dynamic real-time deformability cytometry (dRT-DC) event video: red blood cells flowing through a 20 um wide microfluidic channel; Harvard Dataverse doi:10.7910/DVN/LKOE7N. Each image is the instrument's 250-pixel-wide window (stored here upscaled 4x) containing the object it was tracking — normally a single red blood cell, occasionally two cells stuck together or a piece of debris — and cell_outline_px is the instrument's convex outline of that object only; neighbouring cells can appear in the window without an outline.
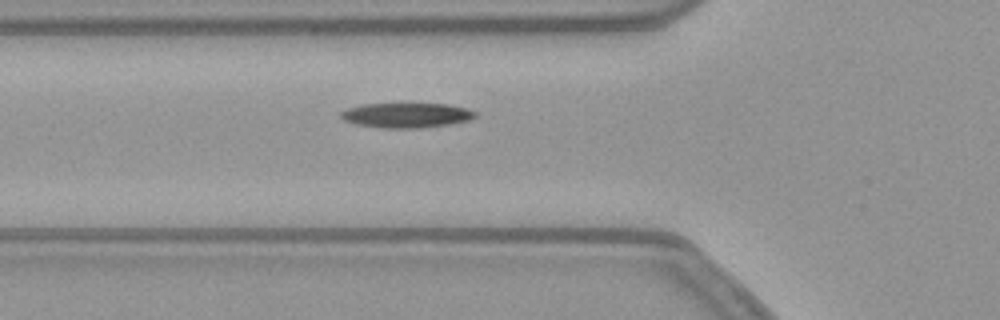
{"species": "common noctule bat (a hibernating species)", "species_latin": "Nyctalus noctula", "temperature_condition": "warm", "stored_images_in_passage": 36, "camera_frame_rate_fps": 3000, "um_per_image_px": 0.085, "animal": {"sex": "female", "body_mass_g": 21.9}, "frame": {"image": 1, "passage_image": 7, "time_ms": 2.0, "image_size_px": [1000, 320], "cell_outline_px": [[476, 116], [468, 120], [448, 124], [420, 128], [380, 128], [356, 124], [344, 120], [340, 116], [340, 112], [348, 108], [364, 104], [448, 104], [468, 108], [476, 112]], "centroid_in_image_um": [34.54, 9.8], "position_along_channel_um": 91.3, "area_um2": 19.36}}
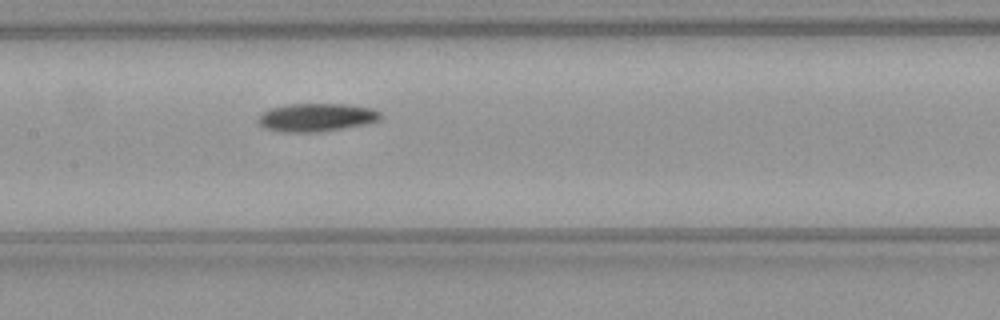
{"frame": {"image": 2, "passage_image": 14, "time_ms": 4.333, "image_size_px": [1000, 320], "cell_outline_px": [[380, 120], [368, 124], [316, 132], [280, 132], [264, 128], [260, 124], [260, 116], [264, 112], [272, 108], [288, 104], [344, 104], [372, 108], [380, 112]], "centroid_in_image_um": [26.93, 9.98], "position_along_channel_um": 180.5, "area_um2": 19.88}}
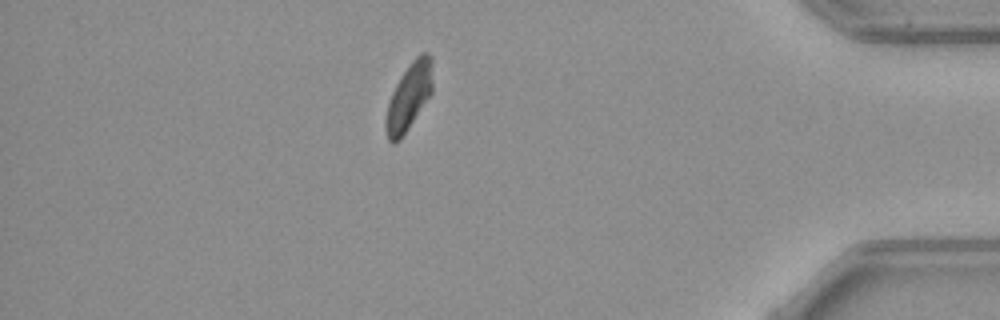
{"frame": {"image": 3, "passage_image": 35, "time_ms": 11.333, "image_size_px": [1000, 320], "cell_outline_px": [[432, 92], [400, 140], [396, 144], [392, 144], [388, 140], [384, 124], [384, 120], [388, 104], [392, 92], [400, 76], [408, 64], [420, 52], [428, 52], [432, 56]], "centroid_in_image_um": [34.75, 8.2], "position_along_channel_um": 400.5, "area_um2": 18.44}}